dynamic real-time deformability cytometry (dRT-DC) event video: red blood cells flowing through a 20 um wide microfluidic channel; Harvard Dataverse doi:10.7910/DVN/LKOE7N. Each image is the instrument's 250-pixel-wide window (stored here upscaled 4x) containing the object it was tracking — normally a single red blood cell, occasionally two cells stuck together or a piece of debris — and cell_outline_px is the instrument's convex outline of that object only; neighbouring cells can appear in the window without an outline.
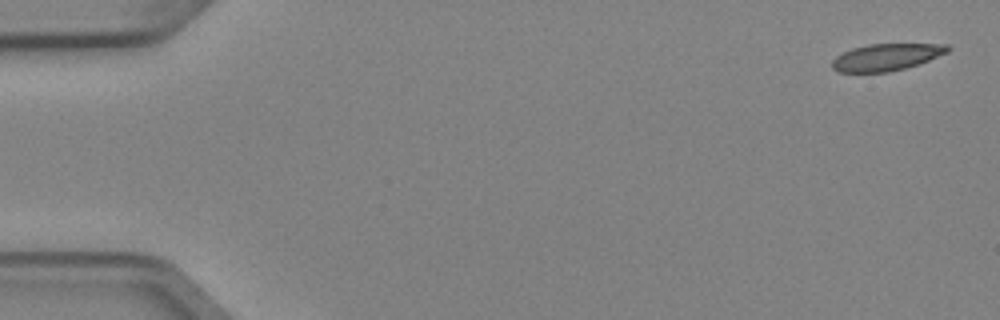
{"species": "Egyptian fruit bat (a non-hibernating species)", "species_latin": "Rousettus aegyptiacus", "temperature_condition": "cold", "stored_images_in_passage": 5, "camera_frame_rate_fps": 3000, "um_per_image_px": 0.085, "animal": {"sex": "female"}, "frame": {"image": 1, "passage_image": 1, "time_ms": 0.0, "image_size_px": [1000, 320], "cell_outline_px": [[952, 48], [948, 52], [928, 60], [904, 68], [888, 72], [840, 72], [832, 68], [832, 60], [836, 56], [852, 48], [868, 44], [948, 44]], "centroid_in_image_um": [75.34, 4.85], "position_along_channel_um": 9.7, "area_um2": 17.98}}
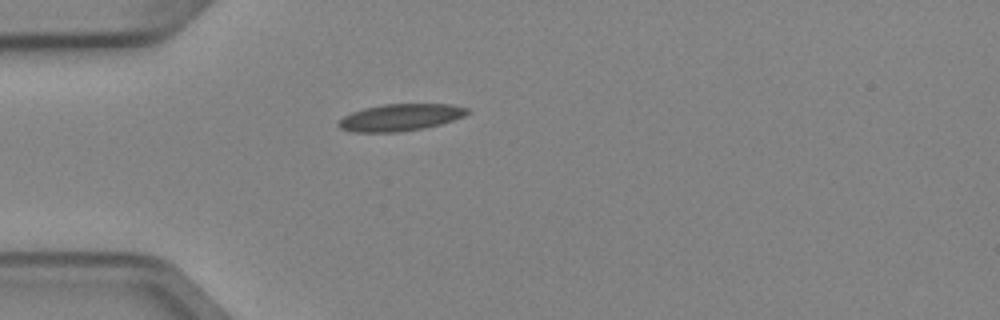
{"frame": {"image": 2, "passage_image": 4, "time_ms": 1.0, "image_size_px": [1000, 320], "cell_outline_px": [[472, 112], [464, 116], [440, 124], [424, 128], [396, 132], [352, 132], [340, 128], [336, 124], [344, 116], [352, 112], [364, 108], [384, 104], [452, 104], [468, 108]], "centroid_in_image_um": [34.04, 9.97], "position_along_channel_um": 51.0, "area_um2": 20.23}}